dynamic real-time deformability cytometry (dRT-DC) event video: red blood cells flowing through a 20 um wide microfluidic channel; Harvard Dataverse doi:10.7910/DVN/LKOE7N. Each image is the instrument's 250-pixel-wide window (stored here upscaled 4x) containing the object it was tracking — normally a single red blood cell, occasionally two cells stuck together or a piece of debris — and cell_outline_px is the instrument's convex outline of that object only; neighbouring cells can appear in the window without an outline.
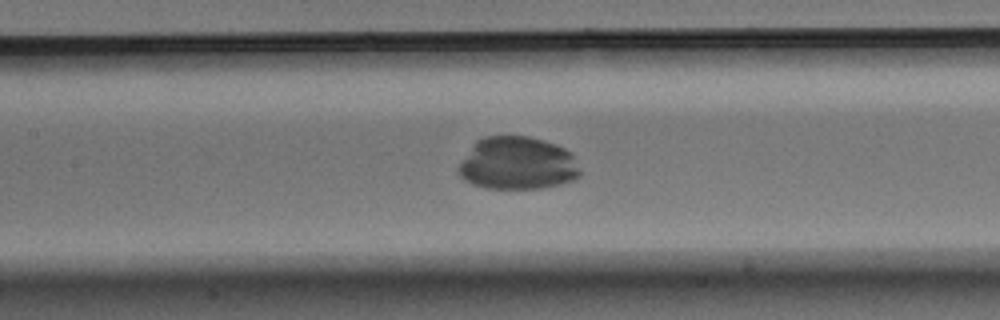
{"species": "Egyptian fruit bat (a non-hibernating species)", "species_latin": "Rousettus aegyptiacus", "temperature_condition": "warm", "stored_images_in_passage": 56, "camera_frame_rate_fps": 3000, "um_per_image_px": 0.085, "animal": {"sex": "male"}, "frame": {"image": 1, "passage_image": 26, "time_ms": 8.333, "image_size_px": [1000, 320], "cell_outline_px": [[580, 176], [572, 180], [560, 184], [540, 188], [484, 188], [472, 184], [464, 180], [460, 176], [456, 168], [460, 160], [476, 140], [484, 136], [528, 136], [544, 140], [556, 144], [572, 152], [580, 172]], "centroid_in_image_um": [43.94, 13.88], "position_along_channel_um": 163.5, "area_um2": 37.74}}
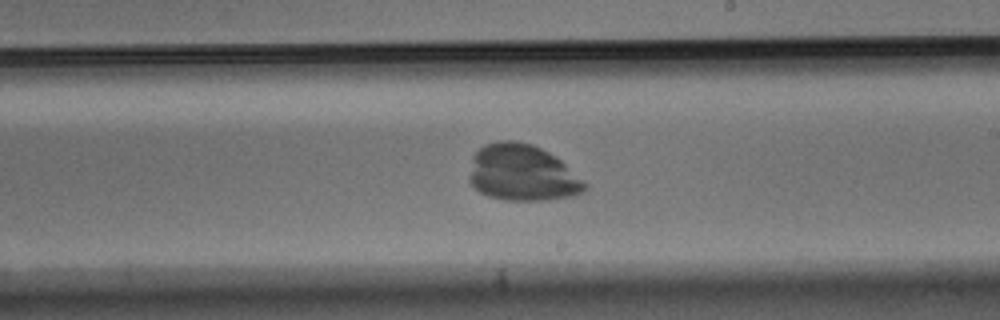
{"frame": {"image": 2, "passage_image": 33, "time_ms": 10.667, "image_size_px": [1000, 320], "cell_outline_px": [[588, 188], [572, 196], [548, 200], [504, 200], [488, 196], [480, 192], [468, 180], [468, 176], [472, 156], [484, 144], [500, 140], [512, 140], [532, 144], [556, 156], [588, 184]], "centroid_in_image_um": [44.37, 14.7], "position_along_channel_um": 244.6, "area_um2": 38.15}}
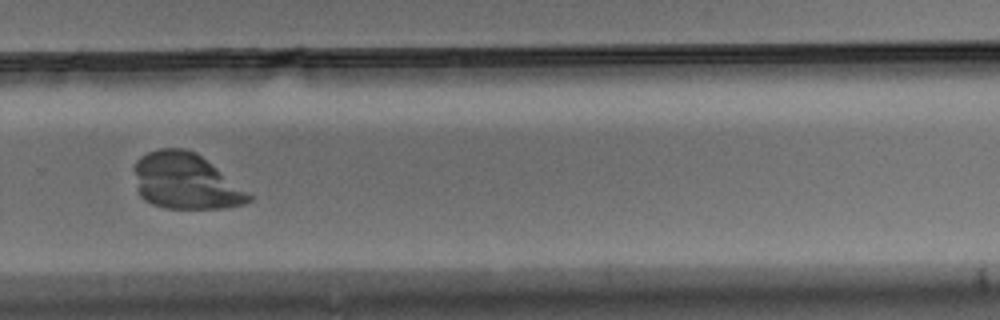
{"frame": {"image": 3, "passage_image": 39, "time_ms": 12.667, "image_size_px": [1000, 320], "cell_outline_px": [[252, 200], [244, 204], [228, 208], [164, 208], [152, 204], [144, 200], [140, 196], [136, 188], [136, 160], [140, 156], [148, 152], [160, 148], [184, 148], [196, 152], [248, 192], [252, 196]], "centroid_in_image_um": [15.77, 15.42], "position_along_channel_um": 314.0, "area_um2": 37.11}}